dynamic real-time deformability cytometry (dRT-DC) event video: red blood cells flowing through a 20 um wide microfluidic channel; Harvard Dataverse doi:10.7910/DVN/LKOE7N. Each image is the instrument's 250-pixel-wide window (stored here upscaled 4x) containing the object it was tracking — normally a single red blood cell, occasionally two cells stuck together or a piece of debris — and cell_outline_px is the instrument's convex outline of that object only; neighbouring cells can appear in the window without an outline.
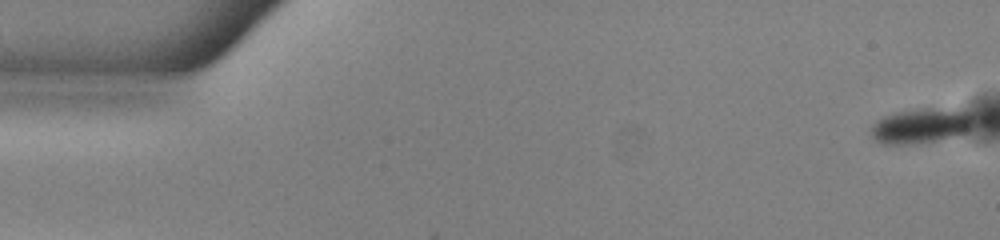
{"species": "common noctule bat (a hibernating species)", "species_latin": "Nyctalus noctula", "temperature_condition": "warm", "stored_images_in_passage": 52, "camera_frame_rate_fps": 3000, "um_per_image_px": 0.085, "animal": {"sex": "male", "body_mass_g": 13.0, "forearm_length_mm": 53.1}, "frame": {"image": 1, "passage_image": 1, "time_ms": 0.0, "image_size_px": [1000, 240], "cell_outline_px": [[972, 128], [968, 132], [956, 136], [936, 140], [908, 144], [880, 144], [872, 136], [872, 124], [884, 116], [896, 112], [920, 108], [932, 108], [968, 112], [972, 116]], "centroid_in_image_um": [78.27, 10.7], "position_along_channel_um": 6.7, "area_um2": 20.63}}
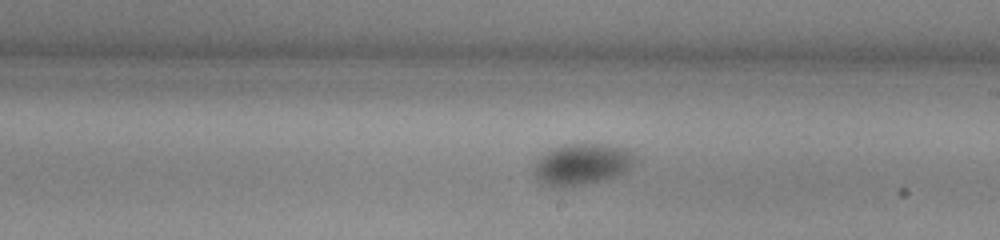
{"frame": {"image": 2, "passage_image": 30, "time_ms": 9.667, "image_size_px": [1000, 240], "cell_outline_px": [[640, 160], [624, 172], [616, 176], [584, 184], [560, 188], [556, 188], [540, 180], [532, 172], [532, 164], [540, 156], [552, 148], [564, 144], [608, 144], [632, 148]], "centroid_in_image_um": [49.53, 13.93], "position_along_channel_um": 239.5, "area_um2": 24.91}}
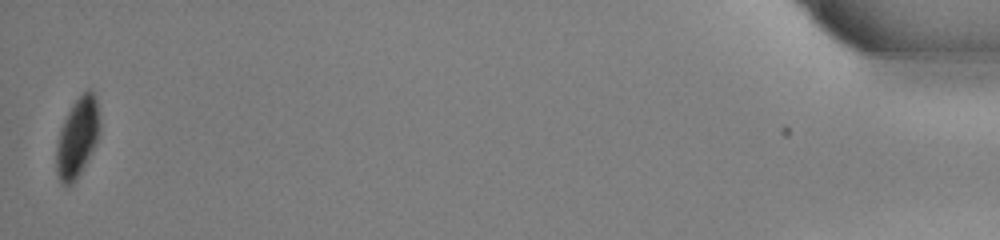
{"frame": {"image": 3, "passage_image": 52, "time_ms": 17.0, "image_size_px": [1000, 240], "cell_outline_px": [[100, 128], [96, 140], [76, 180], [72, 184], [64, 184], [60, 180], [56, 172], [56, 148], [60, 132], [64, 120], [72, 104], [88, 88], [92, 88], [96, 96], [100, 124]], "centroid_in_image_um": [6.58, 11.63], "position_along_channel_um": 428.6, "area_um2": 19.59}}